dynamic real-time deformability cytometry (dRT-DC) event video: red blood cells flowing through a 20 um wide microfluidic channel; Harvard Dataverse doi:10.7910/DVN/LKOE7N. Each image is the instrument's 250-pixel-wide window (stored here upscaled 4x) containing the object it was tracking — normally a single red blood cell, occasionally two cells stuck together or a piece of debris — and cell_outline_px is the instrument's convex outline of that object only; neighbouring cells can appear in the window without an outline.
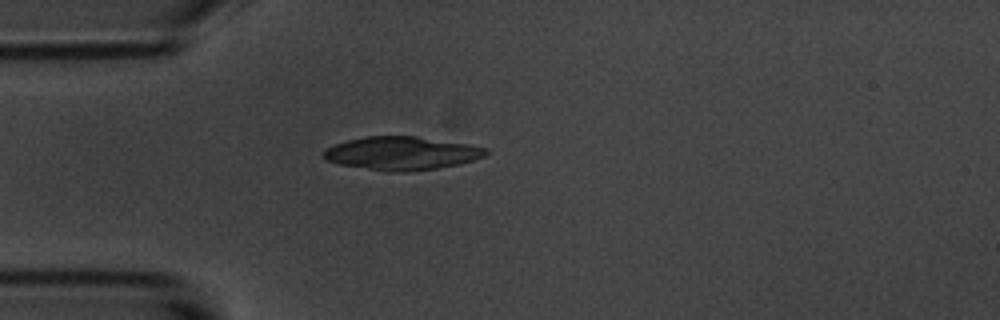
{"species": "common noctule bat (a hibernating species)", "species_latin": "Nyctalus noctula", "temperature_condition": "room temperature", "stored_images_in_passage": 1, "camera_frame_rate_fps": 3000, "um_per_image_px": 0.085, "animal": {"sex": "male", "body_mass_g": 20.1, "forearm_length_mm": 53.5}, "frame": {"image": 1, "passage_image": 1, "time_ms": 0.0, "image_size_px": [1000, 320], "cell_outline_px": [[488, 152], [484, 156], [460, 164], [436, 168], [400, 172], [388, 172], [340, 164], [324, 160], [324, 152], [328, 148], [336, 144], [348, 140], [368, 136], [416, 136], [468, 144], [488, 148]], "centroid_in_image_um": [34.16, 13.03], "position_along_channel_um": 50.8, "area_um2": 31.21}}